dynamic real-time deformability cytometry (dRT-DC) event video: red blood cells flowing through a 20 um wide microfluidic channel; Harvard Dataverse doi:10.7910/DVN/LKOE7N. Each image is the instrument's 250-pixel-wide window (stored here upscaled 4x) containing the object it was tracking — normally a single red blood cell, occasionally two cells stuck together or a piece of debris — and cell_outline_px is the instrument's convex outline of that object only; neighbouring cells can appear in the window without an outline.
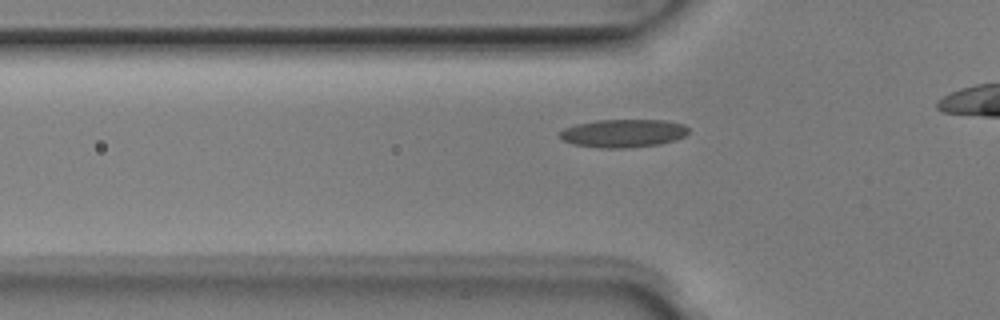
{"species": "Egyptian fruit bat (a non-hibernating species)", "species_latin": "Rousettus aegyptiacus", "temperature_condition": "room temperature", "stored_images_in_passage": 34, "camera_frame_rate_fps": 3000, "um_per_image_px": 0.085, "animal": {"sex": "male"}, "frame": {"image": 1, "passage_image": 9, "time_ms": 2.667, "image_size_px": [1000, 320], "cell_outline_px": [[688, 132], [684, 136], [676, 140], [660, 144], [628, 148], [600, 148], [572, 144], [560, 140], [560, 132], [564, 128], [576, 124], [596, 120], [664, 120], [684, 124], [688, 128]], "centroid_in_image_um": [52.96, 11.33], "position_along_channel_um": 72.8, "area_um2": 21.27}}
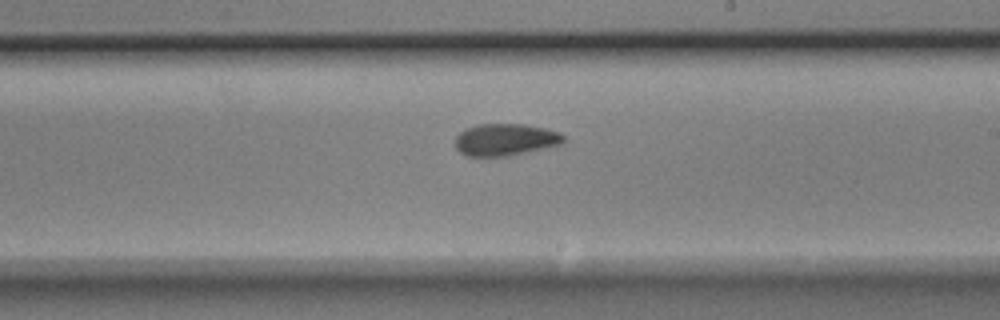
{"frame": {"image": 2, "passage_image": 22, "time_ms": 7.0, "image_size_px": [1000, 320], "cell_outline_px": [[564, 144], [504, 156], [468, 156], [460, 152], [456, 148], [456, 136], [464, 128], [476, 124], [524, 124], [544, 128], [560, 132], [564, 136]], "centroid_in_image_um": [42.95, 11.85], "position_along_channel_um": 246.1, "area_um2": 20.17}}
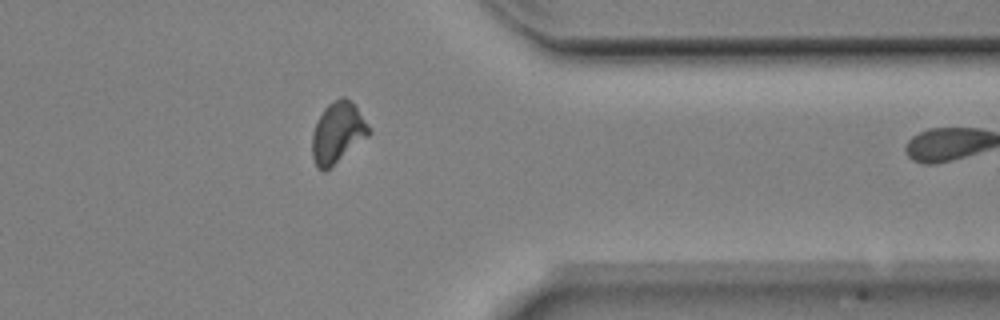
{"frame": {"image": 3, "passage_image": 33, "time_ms": 10.667, "image_size_px": [1000, 320], "cell_outline_px": [[372, 132], [368, 136], [324, 172], [316, 168], [312, 160], [312, 132], [324, 108], [332, 100], [340, 96], [344, 96], [356, 104], [372, 128]], "centroid_in_image_um": [28.72, 11.24], "position_along_channel_um": 382.7, "area_um2": 20.46}}